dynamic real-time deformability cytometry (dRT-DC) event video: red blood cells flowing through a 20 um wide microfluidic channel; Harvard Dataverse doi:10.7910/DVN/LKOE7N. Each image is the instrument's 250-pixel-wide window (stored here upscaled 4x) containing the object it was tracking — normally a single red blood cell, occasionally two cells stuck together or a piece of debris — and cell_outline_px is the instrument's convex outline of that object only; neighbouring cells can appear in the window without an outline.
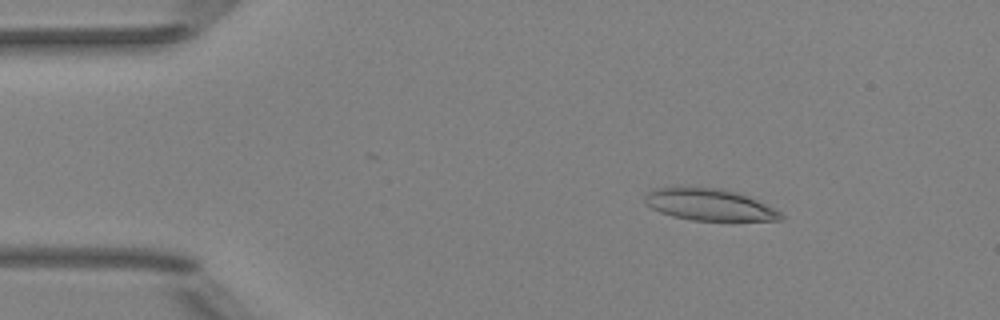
{"species": "Egyptian fruit bat (a non-hibernating species)", "species_latin": "Rousettus aegyptiacus", "temperature_condition": "room temperature", "stored_images_in_passage": 51, "camera_frame_rate_fps": 3000, "um_per_image_px": 0.085, "animal": {"sex": "female"}, "frame": {"image": 1, "passage_image": 8, "time_ms": 2.333, "image_size_px": [1000, 320], "cell_outline_px": [[784, 216], [780, 220], [692, 220], [672, 216], [660, 212], [652, 208], [644, 200], [644, 196], [652, 188], [680, 184], [720, 188], [736, 192], [748, 196], [780, 212]], "centroid_in_image_um": [60.18, 17.34], "position_along_channel_um": 24.8, "area_um2": 25.55}}
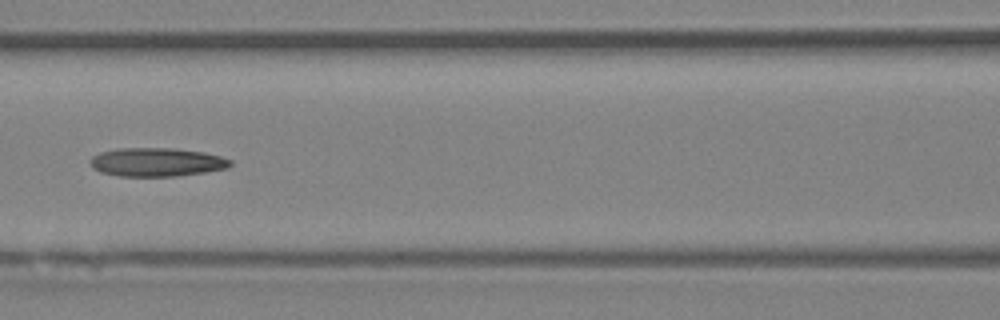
{"frame": {"image": 2, "passage_image": 23, "time_ms": 7.333, "image_size_px": [1000, 320], "cell_outline_px": [[232, 164], [228, 168], [204, 172], [176, 176], [120, 176], [100, 172], [92, 168], [92, 156], [100, 152], [120, 148], [176, 148], [204, 152], [220, 156], [232, 160]], "centroid_in_image_um": [13.35, 13.78], "position_along_channel_um": 153.3, "area_um2": 23.35}}
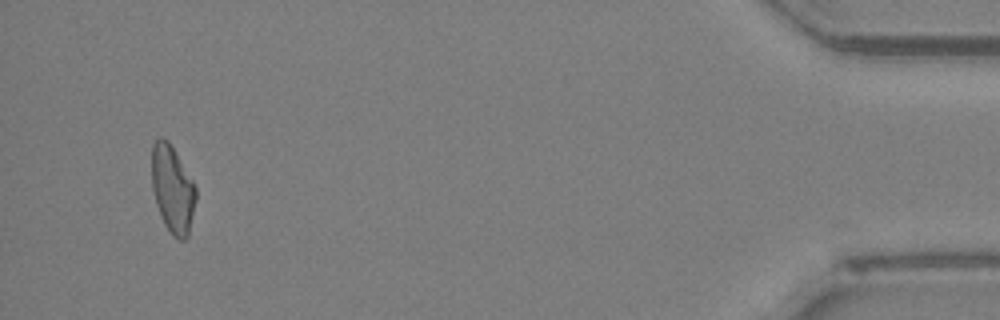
{"frame": {"image": 3, "passage_image": 49, "time_ms": 16.0, "image_size_px": [1000, 320], "cell_outline_px": [[196, 200], [188, 236], [184, 240], [180, 240], [172, 236], [164, 224], [160, 216], [156, 204], [152, 188], [152, 144], [160, 136], [164, 136], [168, 140], [192, 180], [196, 188]], "centroid_in_image_um": [14.65, 16.09], "position_along_channel_um": 420.5, "area_um2": 22.48}, "authors_computed_cell_mechanics": {"area_um2": 23.0622, "velocity_mm_per_s": 4.0057, "shape_relaxation_time_tau1_ms": null, "shape_relaxation_time_tau2_ms": 11.1056, "deformation_change_tau1": null, "deformation_change_tau2": 0.2651}}